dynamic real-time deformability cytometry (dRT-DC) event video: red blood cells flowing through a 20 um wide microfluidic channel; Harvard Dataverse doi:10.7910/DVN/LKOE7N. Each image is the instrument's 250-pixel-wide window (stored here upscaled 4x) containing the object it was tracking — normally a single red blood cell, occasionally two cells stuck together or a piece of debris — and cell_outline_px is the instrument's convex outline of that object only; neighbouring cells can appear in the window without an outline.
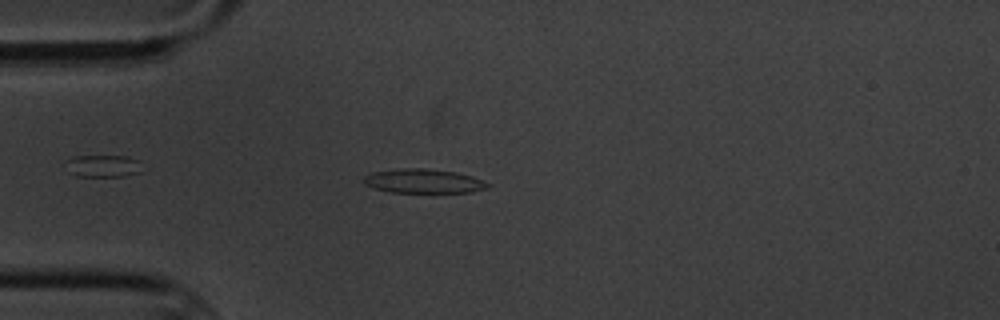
{"species": "common noctule bat (a hibernating species)", "species_latin": "Nyctalus noctula", "temperature_condition": "cold", "stored_images_in_passage": 4, "camera_frame_rate_fps": 3000, "um_per_image_px": 0.085, "animal": {"sex": "male", "body_mass_g": 20.1, "forearm_length_mm": 53.5}, "frame": {"image": 1, "passage_image": 4, "time_ms": 3.333, "image_size_px": [1000, 320], "cell_outline_px": [[492, 184], [488, 188], [472, 192], [388, 192], [364, 184], [364, 176], [372, 172], [404, 168], [424, 168], [456, 172], [472, 176]], "centroid_in_image_um": [36.03, 15.39], "position_along_channel_um": 49.0, "area_um2": 17.4}}